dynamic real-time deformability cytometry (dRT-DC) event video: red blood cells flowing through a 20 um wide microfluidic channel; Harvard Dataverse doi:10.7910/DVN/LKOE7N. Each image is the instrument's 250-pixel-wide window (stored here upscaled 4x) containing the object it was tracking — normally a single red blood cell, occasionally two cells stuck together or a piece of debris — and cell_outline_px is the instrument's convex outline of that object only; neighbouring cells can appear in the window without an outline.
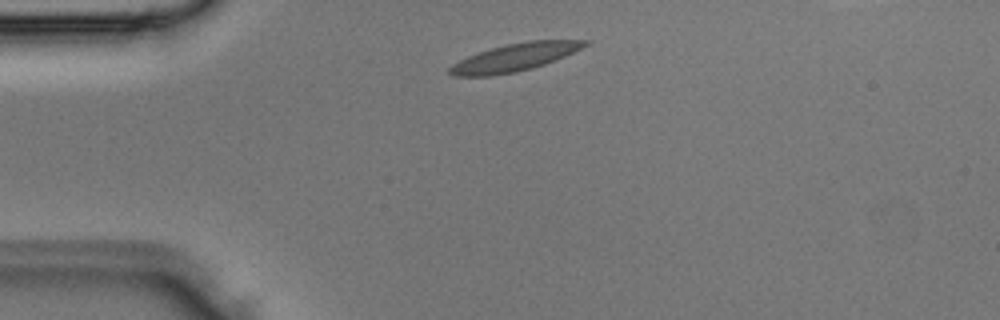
{"species": "Egyptian fruit bat (a non-hibernating species)", "species_latin": "Rousettus aegyptiacus", "temperature_condition": "room temperature", "stored_images_in_passage": 1, "camera_frame_rate_fps": 3000, "um_per_image_px": 0.085, "animal": {"sex": "male"}, "frame": {"image": 1, "passage_image": 1, "time_ms": 0.0, "image_size_px": [1000, 320], "cell_outline_px": [[592, 44], [564, 56], [544, 64], [532, 68], [516, 72], [492, 76], [452, 76], [448, 72], [448, 68], [452, 64], [468, 56], [492, 48], [508, 44], [528, 40], [592, 40]], "centroid_in_image_um": [43.78, 4.87], "position_along_channel_um": 41.2, "area_um2": 21.79}}